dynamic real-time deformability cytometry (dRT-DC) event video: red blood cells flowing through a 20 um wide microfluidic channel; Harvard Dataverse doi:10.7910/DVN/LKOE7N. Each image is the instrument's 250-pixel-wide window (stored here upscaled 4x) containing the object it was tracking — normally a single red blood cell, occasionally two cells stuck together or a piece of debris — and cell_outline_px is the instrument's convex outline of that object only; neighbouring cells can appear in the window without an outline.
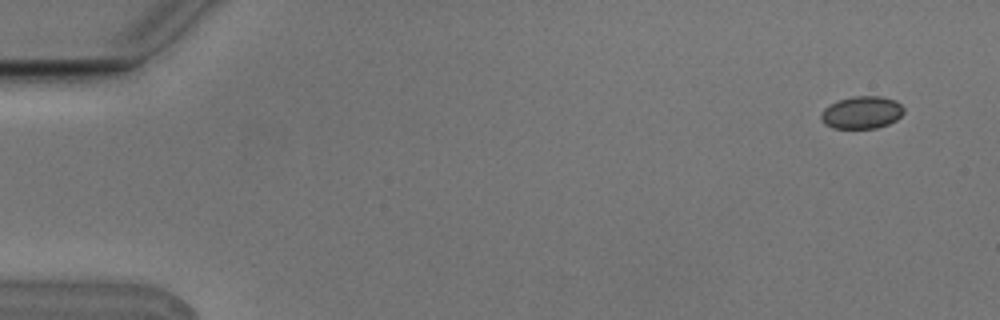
{"species": "Egyptian fruit bat (a non-hibernating species)", "species_latin": "Rousettus aegyptiacus", "temperature_condition": "cold", "stored_images_in_passage": 5, "camera_frame_rate_fps": 3000, "um_per_image_px": 0.085, "animal": {"sex": "male"}, "frame": {"image": 1, "passage_image": 1, "time_ms": 0.0, "image_size_px": [1000, 320], "cell_outline_px": [[904, 112], [896, 120], [888, 124], [876, 128], [832, 128], [824, 124], [820, 120], [820, 112], [828, 104], [852, 96], [880, 96], [896, 100], [904, 108]], "centroid_in_image_um": [73.22, 9.56], "position_along_channel_um": 11.8, "area_um2": 15.84}}